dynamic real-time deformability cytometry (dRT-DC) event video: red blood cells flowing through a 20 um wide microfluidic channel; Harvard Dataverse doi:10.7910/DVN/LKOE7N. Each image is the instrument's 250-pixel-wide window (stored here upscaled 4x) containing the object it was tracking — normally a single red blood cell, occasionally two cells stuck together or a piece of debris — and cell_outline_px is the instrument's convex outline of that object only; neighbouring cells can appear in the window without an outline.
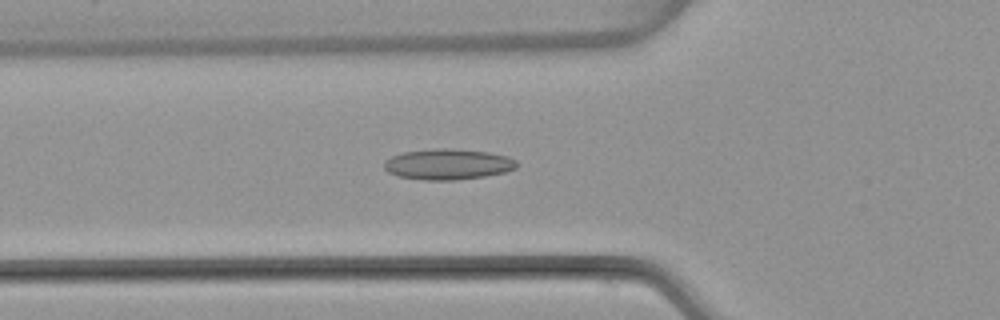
{"species": "common noctule bat (a hibernating species)", "species_latin": "Nyctalus noctula", "temperature_condition": "warm", "stored_images_in_passage": 44, "camera_frame_rate_fps": 3000, "um_per_image_px": 0.085, "animal": {"sex": "female", "body_mass_g": 22.7, "forearm_length_mm": 54.2}, "frame": {"image": 1, "passage_image": 11, "time_ms": 3.333, "image_size_px": [1000, 320], "cell_outline_px": [[520, 164], [516, 168], [504, 172], [484, 176], [456, 180], [424, 180], [400, 176], [388, 172], [384, 168], [384, 160], [392, 156], [404, 152], [436, 148], [452, 148], [488, 152], [508, 156], [516, 160]], "centroid_in_image_um": [38.09, 13.95], "position_along_channel_um": 87.7, "area_um2": 23.81}}
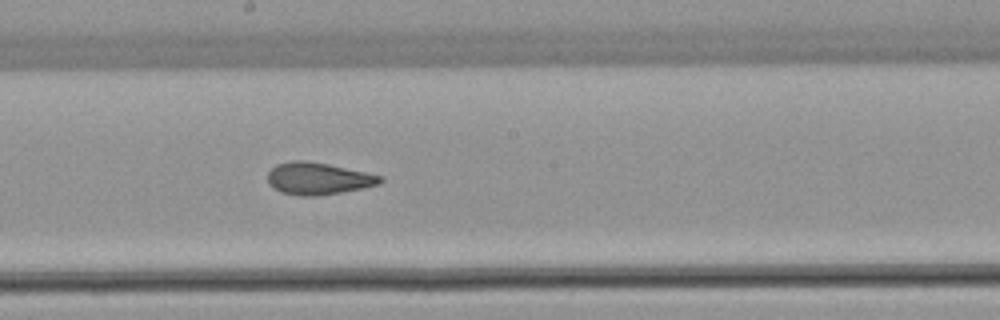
{"frame": {"image": 2, "passage_image": 21, "time_ms": 6.667, "image_size_px": [1000, 320], "cell_outline_px": [[384, 180], [380, 184], [340, 192], [316, 196], [300, 196], [280, 192], [268, 184], [268, 172], [276, 164], [292, 160], [304, 160], [328, 164], [384, 176]], "centroid_in_image_um": [27.03, 15.17], "position_along_channel_um": 221.2, "area_um2": 21.04}}
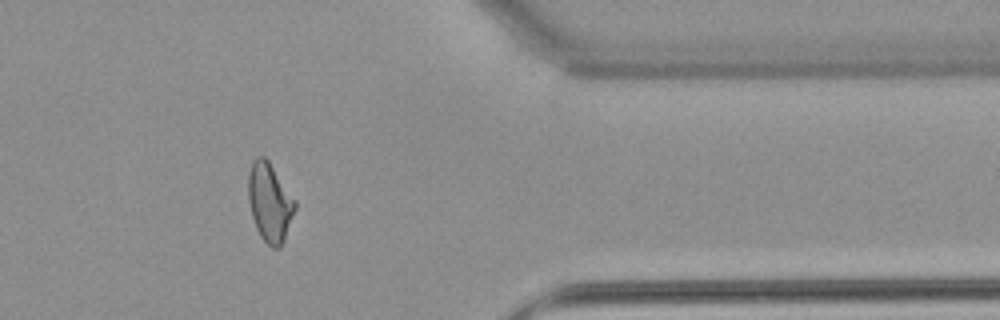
{"frame": {"image": 3, "passage_image": 35, "time_ms": 11.333, "image_size_px": [1000, 320], "cell_outline_px": [[296, 208], [284, 240], [280, 248], [272, 248], [260, 236], [256, 228], [252, 216], [248, 200], [248, 172], [252, 160], [256, 156], [264, 156], [268, 160], [296, 200]], "centroid_in_image_um": [22.92, 17.18], "position_along_channel_um": 388.5, "area_um2": 21.56}, "authors_computed_cell_mechanics": {"area_um2": 21.4727, "velocity_mm_per_s": 3.9852, "shape_relaxation_time_tau1_ms": null, "shape_relaxation_time_tau2_ms": 1.6988, "deformation_change_tau1": null, "deformation_change_tau2": 0.0957}}